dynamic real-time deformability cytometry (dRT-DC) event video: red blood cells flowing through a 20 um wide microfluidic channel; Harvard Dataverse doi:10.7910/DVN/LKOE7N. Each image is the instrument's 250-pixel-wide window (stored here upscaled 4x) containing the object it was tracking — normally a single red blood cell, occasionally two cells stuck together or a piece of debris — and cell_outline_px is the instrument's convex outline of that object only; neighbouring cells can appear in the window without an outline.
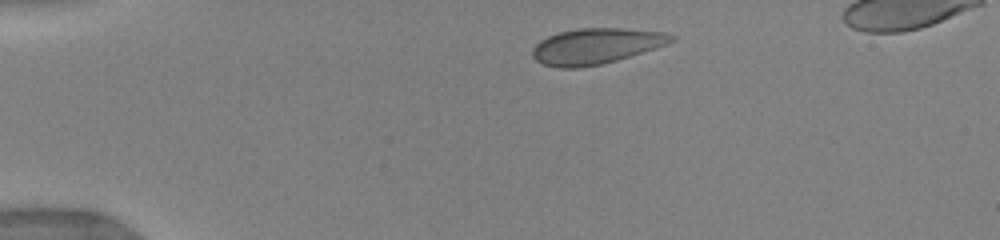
{"species": "human", "species_latin": "Homo sapiens", "temperature_condition": "warm", "stored_images_in_passage": 26, "camera_frame_rate_fps": 3000, "um_per_image_px": 0.085, "donor": {"sex": "female"}, "frame": {"image": 1, "passage_image": 1, "time_ms": 0.0, "image_size_px": [1000, 240], "cell_outline_px": [[676, 40], [668, 44], [616, 60], [600, 64], [580, 68], [560, 68], [544, 64], [536, 60], [532, 56], [532, 48], [540, 40], [548, 36], [560, 32], [576, 28], [616, 28], [664, 32], [676, 36]], "centroid_in_image_um": [50.65, 3.92], "position_along_channel_um": 34.4, "area_um2": 28.78}}
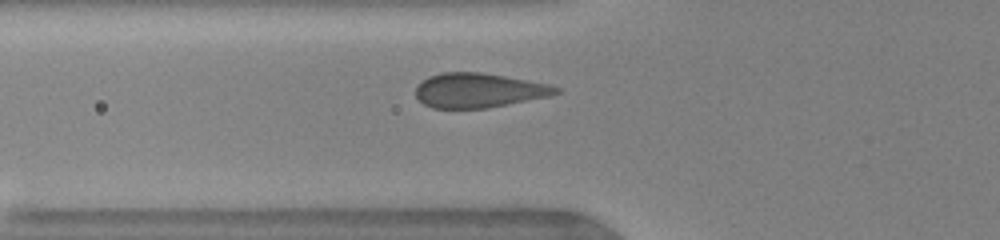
{"frame": {"image": 2, "passage_image": 22, "time_ms": 2.667, "image_size_px": [1000, 240], "cell_outline_px": [[560, 92], [552, 96], [488, 108], [432, 108], [424, 104], [416, 96], [416, 88], [428, 76], [440, 72], [480, 72], [504, 76], [548, 84], [560, 88]], "centroid_in_image_um": [40.71, 7.68], "position_along_channel_um": 85.1, "area_um2": 28.15}}